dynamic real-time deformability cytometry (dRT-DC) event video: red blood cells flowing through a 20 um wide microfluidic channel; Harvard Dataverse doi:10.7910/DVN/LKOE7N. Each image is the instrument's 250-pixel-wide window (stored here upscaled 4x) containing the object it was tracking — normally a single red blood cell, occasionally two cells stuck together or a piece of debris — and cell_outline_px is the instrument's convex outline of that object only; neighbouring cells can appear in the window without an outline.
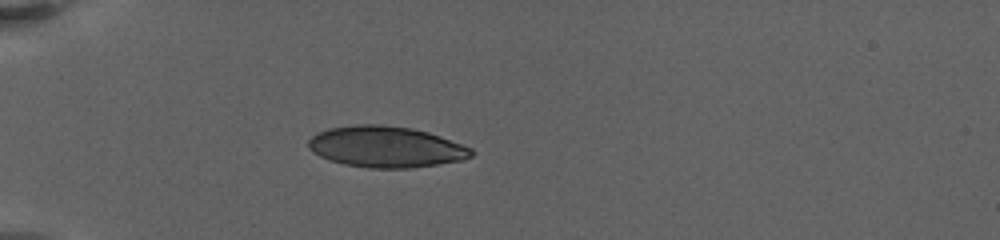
{"species": "human", "species_latin": "Homo sapiens", "temperature_condition": "warm", "stored_images_in_passage": 47, "camera_frame_rate_fps": 3000, "um_per_image_px": 0.085, "donor": {"sex": "female"}, "frame": {"image": 1, "passage_image": 1, "time_ms": 0.0, "image_size_px": [1000, 240], "cell_outline_px": [[476, 152], [472, 156], [464, 160], [412, 168], [368, 168], [344, 164], [328, 160], [312, 152], [308, 148], [308, 140], [312, 136], [328, 128], [356, 124], [376, 124], [412, 128], [428, 132], [440, 136], [472, 148]], "centroid_in_image_um": [32.81, 12.49], "position_along_channel_um": 52.2, "area_um2": 39.25}}
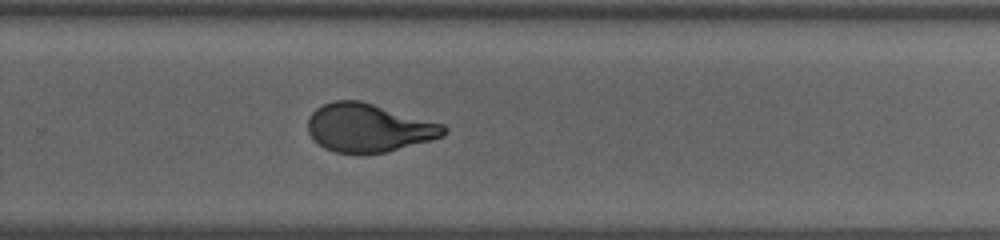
{"frame": {"image": 2, "passage_image": 22, "time_ms": 8.667, "image_size_px": [1000, 240], "cell_outline_px": [[448, 132], [444, 136], [432, 140], [388, 152], [336, 152], [324, 148], [312, 140], [308, 132], [308, 116], [316, 108], [324, 104], [336, 100], [360, 100], [444, 124], [448, 128]], "centroid_in_image_um": [31.35, 10.85], "position_along_channel_um": 298.5, "area_um2": 38.38}}
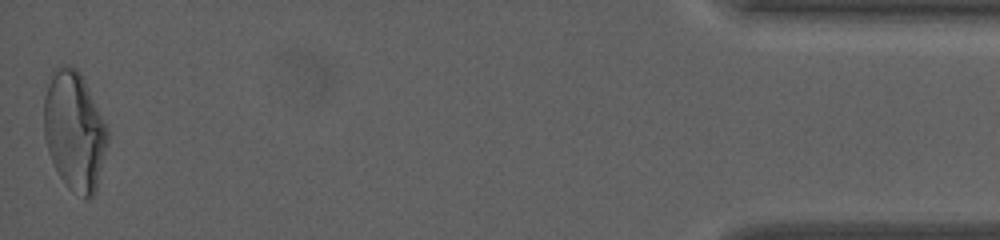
{"frame": {"image": 3, "passage_image": 47, "time_ms": 15.333, "image_size_px": [1000, 240], "cell_outline_px": [[108, 144], [96, 192], [88, 200], [84, 200], [68, 188], [64, 184], [48, 152], [44, 136], [44, 96], [52, 68], [76, 68], [80, 72], [84, 80], [108, 132]], "centroid_in_image_um": [6.32, 11.2], "position_along_channel_um": 428.9, "area_um2": 43.93}, "authors_computed_cell_mechanics": {"area_um2": 39.304, "velocity_mm_per_s": 3.1339, "shape_relaxation_time_tau1_ms": 7.2845, "shape_relaxation_time_tau2_ms": null, "deformation_change_tau1": 0.2447, "deformation_change_tau2": null}}